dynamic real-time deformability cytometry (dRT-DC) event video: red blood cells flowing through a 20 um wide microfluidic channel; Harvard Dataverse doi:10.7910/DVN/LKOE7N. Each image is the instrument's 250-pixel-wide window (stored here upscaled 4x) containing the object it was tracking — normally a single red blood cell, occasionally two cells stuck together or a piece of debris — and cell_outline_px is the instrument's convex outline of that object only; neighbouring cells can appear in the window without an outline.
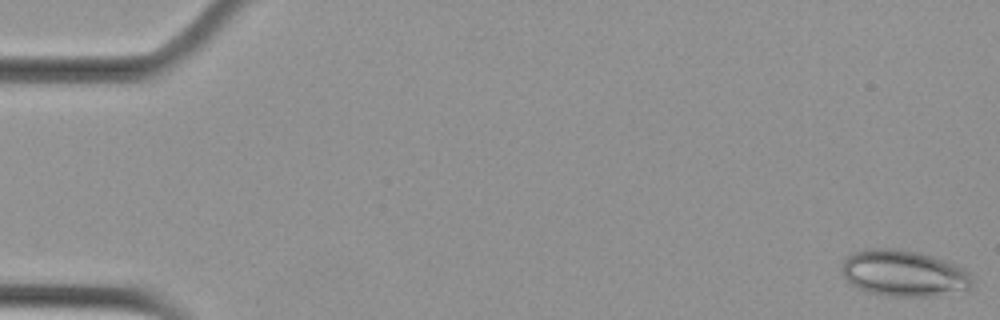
{"species": "Egyptian fruit bat (a non-hibernating species)", "species_latin": "Rousettus aegyptiacus", "temperature_condition": "cold", "stored_images_in_passage": 5, "camera_frame_rate_fps": 3000, "um_per_image_px": 0.085, "animal": {"sex": "female"}, "frame": {"image": 1, "passage_image": 1, "time_ms": 0.0, "image_size_px": [1000, 320], "cell_outline_px": [[972, 284], [968, 288], [928, 296], [884, 296], [868, 292], [856, 288], [840, 272], [840, 268], [844, 260], [848, 256], [856, 252], [868, 248], [896, 248], [916, 252], [944, 260], [964, 268], [972, 276]], "centroid_in_image_um": [76.76, 23.22], "position_along_channel_um": 8.2, "area_um2": 34.85}}